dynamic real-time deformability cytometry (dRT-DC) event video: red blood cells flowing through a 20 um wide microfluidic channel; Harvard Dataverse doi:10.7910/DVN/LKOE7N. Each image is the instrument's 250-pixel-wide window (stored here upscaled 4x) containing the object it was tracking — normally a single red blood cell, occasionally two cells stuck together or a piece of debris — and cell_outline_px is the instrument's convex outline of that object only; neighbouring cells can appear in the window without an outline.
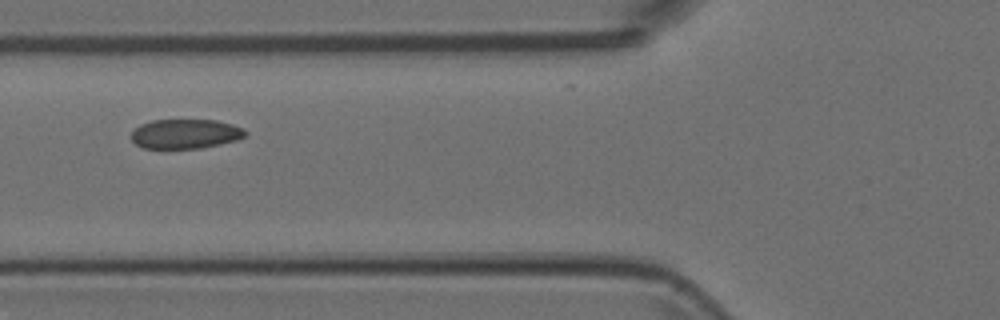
{"species": "Egyptian fruit bat (a non-hibernating species)", "species_latin": "Rousettus aegyptiacus", "temperature_condition": "room temperature", "stored_images_in_passage": 8, "camera_frame_rate_fps": 3000, "um_per_image_px": 0.085, "animal": {"sex": "female"}, "frame": {"image": 1, "passage_image": 5, "time_ms": 1.333, "image_size_px": [1000, 320], "cell_outline_px": [[248, 132], [244, 136], [236, 140], [220, 144], [200, 148], [144, 148], [136, 144], [132, 140], [132, 132], [140, 124], [152, 120], [216, 120], [232, 124], [244, 128]], "centroid_in_image_um": [15.77, 11.37], "position_along_channel_um": 110.0, "area_um2": 19.54}}
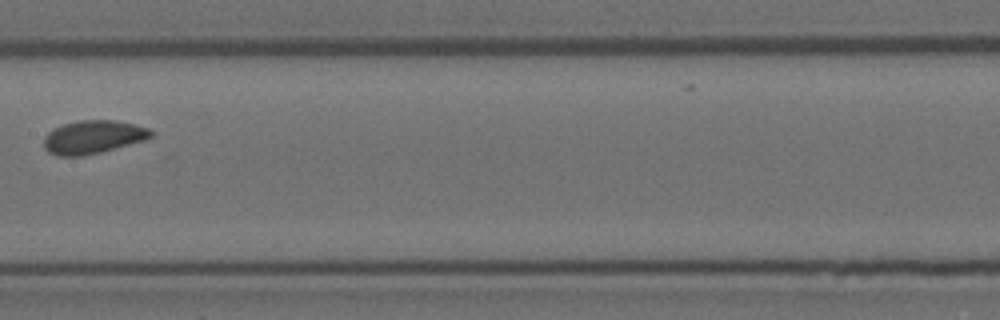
{"frame": {"image": 2, "passage_image": 7, "time_ms": 2.0, "image_size_px": [1000, 320], "cell_outline_px": [[152, 136], [144, 140], [100, 152], [80, 156], [56, 156], [48, 152], [44, 148], [44, 136], [48, 132], [64, 124], [80, 120], [116, 120], [148, 128], [152, 132]], "centroid_in_image_um": [7.87, 11.65], "position_along_channel_um": 199.5, "area_um2": 20.52}}
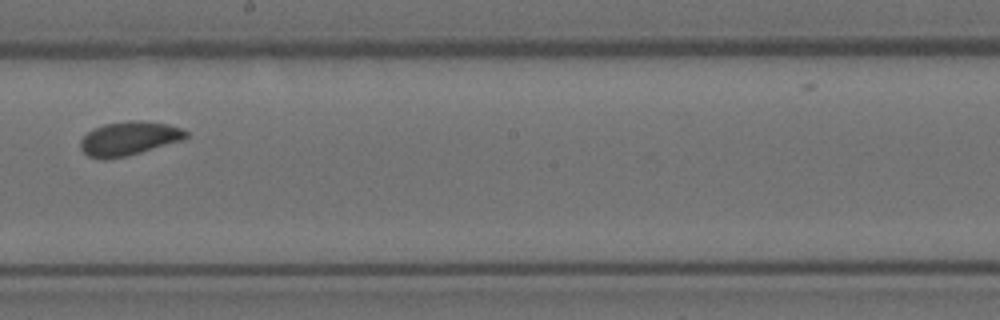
{"frame": {"image": 3, "passage_image": 8, "time_ms": 2.333, "image_size_px": [1000, 320], "cell_outline_px": [[188, 136], [184, 140], [140, 152], [124, 156], [104, 160], [88, 156], [80, 148], [80, 140], [88, 132], [104, 124], [132, 120], [140, 120], [168, 124], [180, 128], [188, 132]], "centroid_in_image_um": [10.97, 11.77], "position_along_channel_um": 237.2, "area_um2": 20.69}}